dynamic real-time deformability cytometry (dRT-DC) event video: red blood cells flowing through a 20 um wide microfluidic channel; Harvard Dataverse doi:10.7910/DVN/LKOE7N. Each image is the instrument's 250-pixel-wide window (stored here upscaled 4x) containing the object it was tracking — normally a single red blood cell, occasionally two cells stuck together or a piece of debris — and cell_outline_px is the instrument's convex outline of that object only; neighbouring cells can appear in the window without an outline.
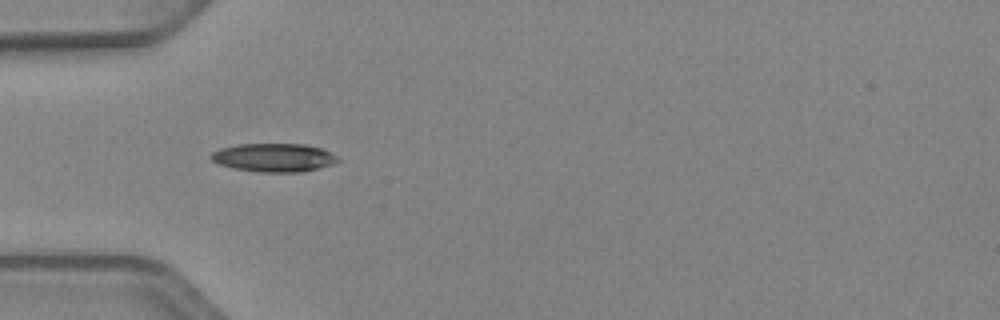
{"species": "Egyptian fruit bat (a non-hibernating species)", "species_latin": "Rousettus aegyptiacus", "temperature_condition": "cold", "stored_images_in_passage": 29, "camera_frame_rate_fps": 3000, "um_per_image_px": 0.085, "animal": {"sex": "female"}, "frame": {"image": 1, "passage_image": 1, "time_ms": 0.0, "image_size_px": [1000, 320], "cell_outline_px": [[340, 160], [332, 164], [300, 172], [260, 172], [232, 168], [220, 164], [212, 160], [208, 156], [212, 152], [220, 148], [240, 144], [304, 144], [320, 148], [336, 156]], "centroid_in_image_um": [23.23, 13.39], "position_along_channel_um": 61.8, "area_um2": 20.81}}
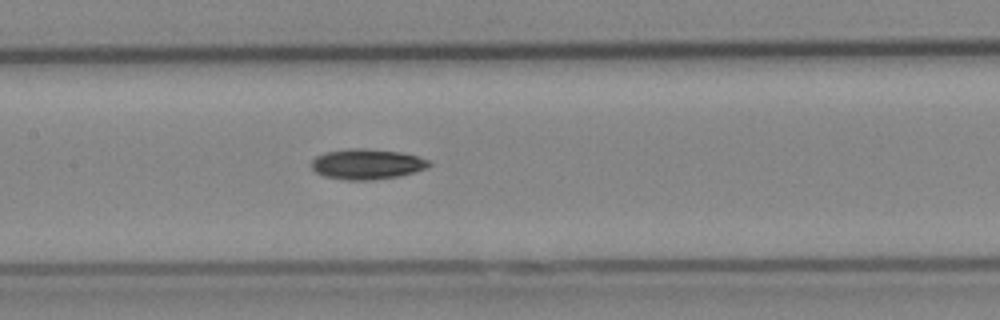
{"frame": {"image": 2, "passage_image": 10, "time_ms": 3.0, "image_size_px": [1000, 320], "cell_outline_px": [[432, 164], [424, 168], [412, 172], [396, 176], [372, 180], [344, 180], [324, 176], [316, 172], [312, 168], [312, 160], [316, 156], [324, 152], [352, 148], [364, 148], [400, 152], [416, 156], [428, 160]], "centroid_in_image_um": [31.13, 13.94], "position_along_channel_um": 176.3, "area_um2": 20.58}}
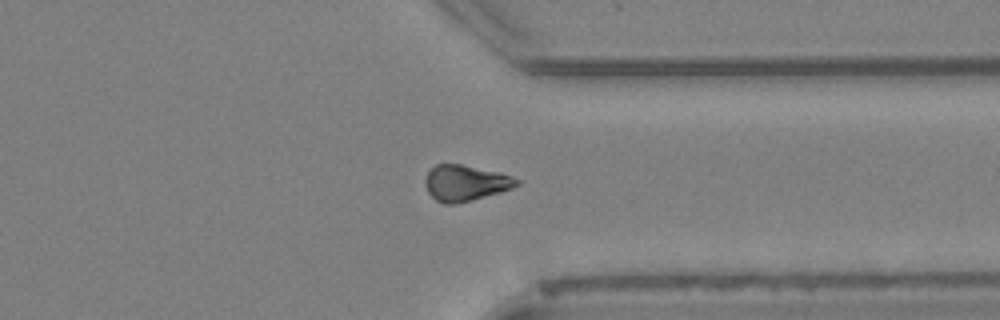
{"frame": {"image": 3, "passage_image": 25, "time_ms": 8.0, "image_size_px": [1000, 320], "cell_outline_px": [[520, 184], [512, 188], [500, 192], [472, 200], [452, 204], [444, 204], [436, 200], [428, 192], [424, 184], [424, 180], [428, 172], [436, 164], [460, 164], [500, 172], [512, 176], [520, 180]], "centroid_in_image_um": [39.56, 15.55], "position_along_channel_um": 371.8, "area_um2": 19.13}, "authors_computed_cell_mechanics": {"area_um2": 19.7676, "velocity_mm_per_s": 3.9266, "shape_relaxation_time_tau1_ms": 3.2426, "shape_relaxation_time_tau2_ms": null, "deformation_change_tau1": 0.1074, "deformation_change_tau2": null}}